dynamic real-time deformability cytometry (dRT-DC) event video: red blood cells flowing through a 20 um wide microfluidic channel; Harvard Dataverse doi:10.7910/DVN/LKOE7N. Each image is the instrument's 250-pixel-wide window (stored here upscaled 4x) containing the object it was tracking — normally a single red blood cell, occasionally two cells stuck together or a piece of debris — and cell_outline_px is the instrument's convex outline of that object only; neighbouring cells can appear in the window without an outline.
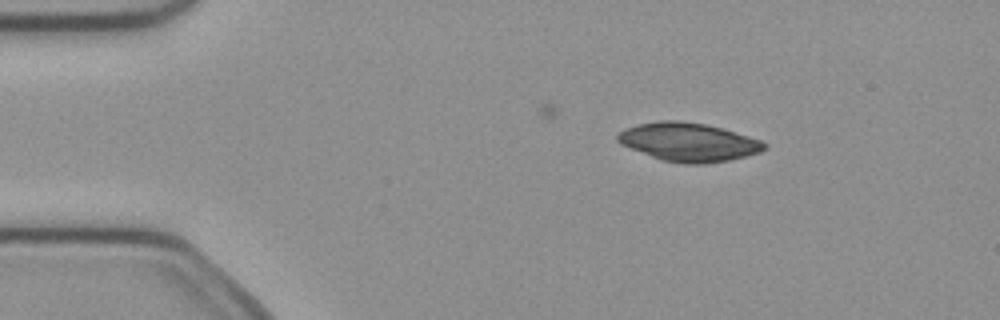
{"species": "common noctule bat (a hibernating species)", "species_latin": "Nyctalus noctula", "temperature_condition": "cold", "stored_images_in_passage": 4, "camera_frame_rate_fps": 3000, "um_per_image_px": 0.085, "animal": {"sex": "female", "body_mass_g": 21.9}, "frame": {"image": 1, "passage_image": 1, "time_ms": 0.0, "image_size_px": [1000, 320], "cell_outline_px": [[768, 148], [760, 152], [728, 160], [704, 164], [684, 164], [660, 160], [620, 144], [616, 140], [616, 136], [624, 128], [636, 124], [660, 120], [680, 120], [704, 124], [720, 128], [748, 136], [760, 140], [768, 144]], "centroid_in_image_um": [58.49, 12.08], "position_along_channel_um": 26.5, "area_um2": 33.0}}